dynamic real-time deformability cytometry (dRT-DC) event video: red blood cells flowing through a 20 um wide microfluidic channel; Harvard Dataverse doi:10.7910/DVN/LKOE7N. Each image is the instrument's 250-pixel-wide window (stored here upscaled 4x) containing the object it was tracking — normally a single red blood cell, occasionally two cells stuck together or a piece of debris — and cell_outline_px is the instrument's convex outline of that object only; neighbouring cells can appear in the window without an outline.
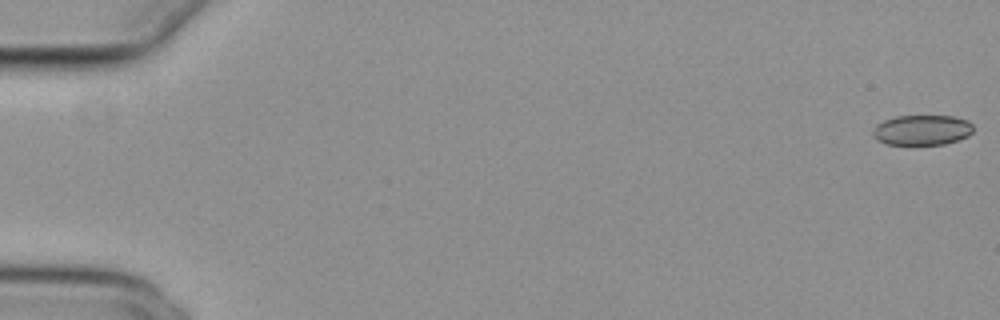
{"species": "common noctule bat (a hibernating species)", "species_latin": "Nyctalus noctula", "temperature_condition": "cold", "stored_images_in_passage": 55, "camera_frame_rate_fps": 3000, "um_per_image_px": 0.085, "animal": {"sex": "female", "body_mass_g": 29.2, "forearm_length_mm": 56.3}, "frame": {"image": 1, "passage_image": 1, "time_ms": 0.0, "image_size_px": [1000, 320], "cell_outline_px": [[972, 132], [968, 136], [944, 144], [888, 144], [872, 136], [872, 128], [876, 124], [884, 120], [896, 116], [952, 116], [968, 120], [972, 124]], "centroid_in_image_um": [78.36, 11.04], "position_along_channel_um": 6.6, "area_um2": 17.57}}
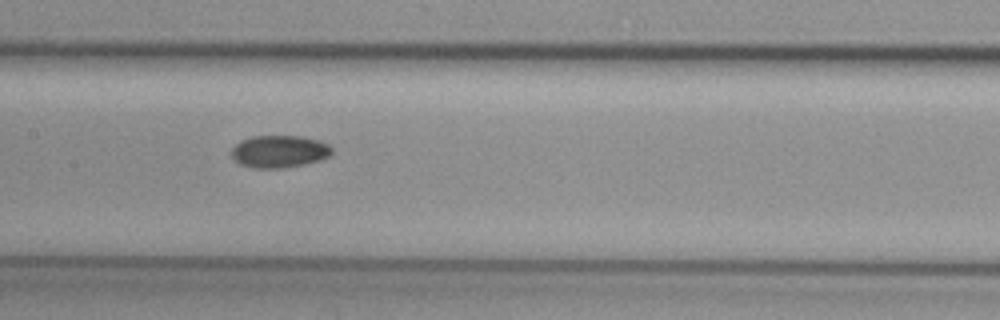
{"frame": {"image": 2, "passage_image": 28, "time_ms": 9.0, "image_size_px": [1000, 320], "cell_outline_px": [[332, 152], [328, 156], [320, 160], [280, 168], [256, 168], [240, 164], [232, 156], [232, 148], [240, 140], [252, 136], [300, 136], [320, 140], [328, 144], [332, 148]], "centroid_in_image_um": [23.73, 12.85], "position_along_channel_um": 183.7, "area_um2": 18.73}}
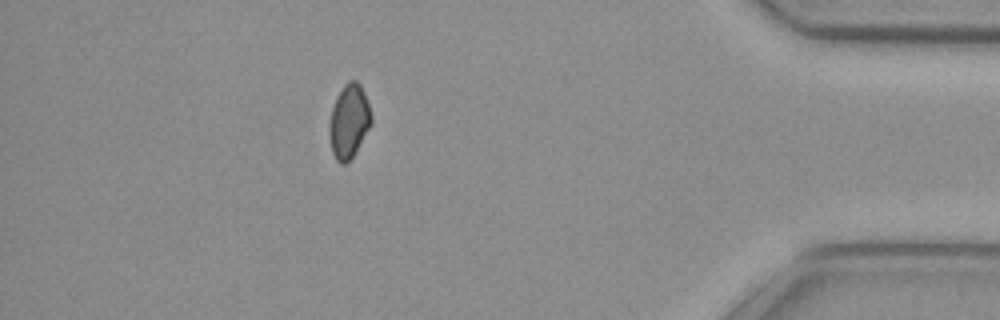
{"frame": {"image": 3, "passage_image": 49, "time_ms": 16.0, "image_size_px": [1000, 320], "cell_outline_px": [[372, 124], [352, 156], [344, 164], [340, 164], [336, 160], [332, 152], [328, 132], [328, 124], [332, 108], [336, 96], [344, 84], [348, 80], [356, 80], [360, 84], [364, 92], [372, 116]], "centroid_in_image_um": [29.64, 10.28], "position_along_channel_um": 405.6, "area_um2": 18.09}}